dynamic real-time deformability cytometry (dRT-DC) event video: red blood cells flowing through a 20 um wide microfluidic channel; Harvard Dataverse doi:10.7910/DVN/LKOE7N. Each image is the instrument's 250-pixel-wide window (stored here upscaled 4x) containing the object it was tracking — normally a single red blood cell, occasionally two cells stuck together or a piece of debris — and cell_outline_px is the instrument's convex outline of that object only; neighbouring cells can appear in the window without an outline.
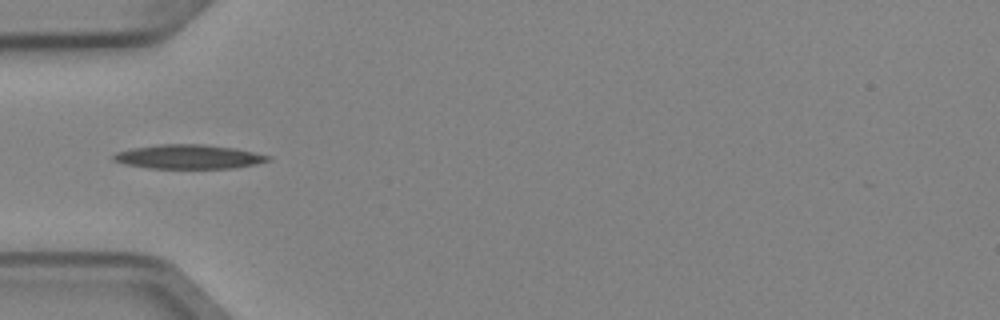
{"species": "Egyptian fruit bat (a non-hibernating species)", "species_latin": "Rousettus aegyptiacus", "temperature_condition": "cold", "stored_images_in_passage": 4, "camera_frame_rate_fps": 3000, "um_per_image_px": 0.085, "animal": {"sex": "female"}, "frame": {"image": 1, "passage_image": 4, "time_ms": 1.0, "image_size_px": [1000, 320], "cell_outline_px": [[272, 160], [256, 164], [232, 168], [148, 168], [124, 164], [112, 160], [112, 156], [116, 152], [132, 148], [160, 144], [200, 144], [236, 148], [272, 156]], "centroid_in_image_um": [16.04, 13.32], "position_along_channel_um": 69.0, "area_um2": 21.85}}